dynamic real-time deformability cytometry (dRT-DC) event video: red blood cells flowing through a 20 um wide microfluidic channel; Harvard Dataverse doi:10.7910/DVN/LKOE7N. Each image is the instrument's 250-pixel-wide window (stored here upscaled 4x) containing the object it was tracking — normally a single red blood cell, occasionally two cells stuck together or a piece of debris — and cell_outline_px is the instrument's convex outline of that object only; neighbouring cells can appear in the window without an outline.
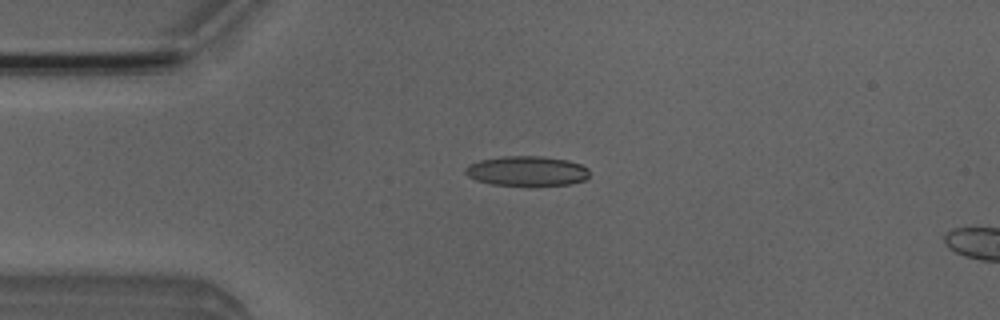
{"species": "Egyptian fruit bat (a non-hibernating species)", "species_latin": "Rousettus aegyptiacus", "temperature_condition": "room temperature", "stored_images_in_passage": 4, "camera_frame_rate_fps": 3000, "um_per_image_px": 0.085, "animal": {"sex": "male"}, "frame": {"image": 1, "passage_image": 3, "time_ms": 2.333, "image_size_px": [1000, 320], "cell_outline_px": [[588, 176], [584, 180], [568, 184], [528, 188], [492, 184], [476, 180], [468, 176], [464, 172], [464, 168], [468, 164], [480, 160], [504, 156], [540, 156], [568, 160], [580, 164], [588, 168]], "centroid_in_image_um": [44.76, 14.57], "position_along_channel_um": 40.2, "area_um2": 22.25}}